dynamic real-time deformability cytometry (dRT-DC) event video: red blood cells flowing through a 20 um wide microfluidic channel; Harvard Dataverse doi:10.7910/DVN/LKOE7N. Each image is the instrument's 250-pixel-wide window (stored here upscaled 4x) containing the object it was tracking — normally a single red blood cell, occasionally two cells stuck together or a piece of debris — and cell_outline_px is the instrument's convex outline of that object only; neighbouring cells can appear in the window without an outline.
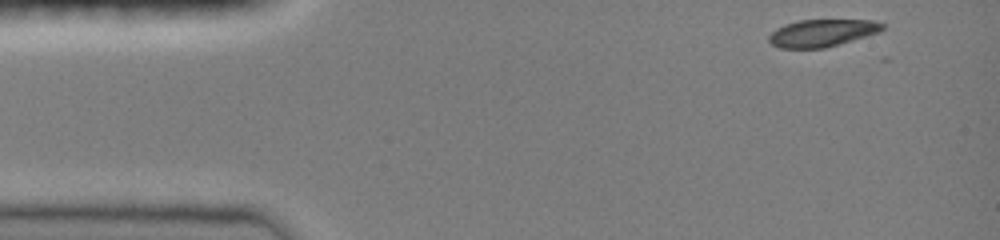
{"species": "common noctule bat (a hibernating species)", "species_latin": "Nyctalus noctula", "temperature_condition": "room temperature", "stored_images_in_passage": 5, "camera_frame_rate_fps": 3000, "um_per_image_px": 0.085, "animal": {"sex": "female", "body_mass_g": 19.0, "forearm_length_mm": 51.5}, "frame": {"image": 1, "passage_image": 1, "time_ms": 0.0, "image_size_px": [1000, 240], "cell_outline_px": [[884, 28], [880, 32], [824, 48], [780, 48], [772, 44], [768, 40], [768, 36], [776, 28], [784, 24], [800, 20], [872, 20], [884, 24]], "centroid_in_image_um": [69.86, 2.8], "position_along_channel_um": 15.1, "area_um2": 17.98}}